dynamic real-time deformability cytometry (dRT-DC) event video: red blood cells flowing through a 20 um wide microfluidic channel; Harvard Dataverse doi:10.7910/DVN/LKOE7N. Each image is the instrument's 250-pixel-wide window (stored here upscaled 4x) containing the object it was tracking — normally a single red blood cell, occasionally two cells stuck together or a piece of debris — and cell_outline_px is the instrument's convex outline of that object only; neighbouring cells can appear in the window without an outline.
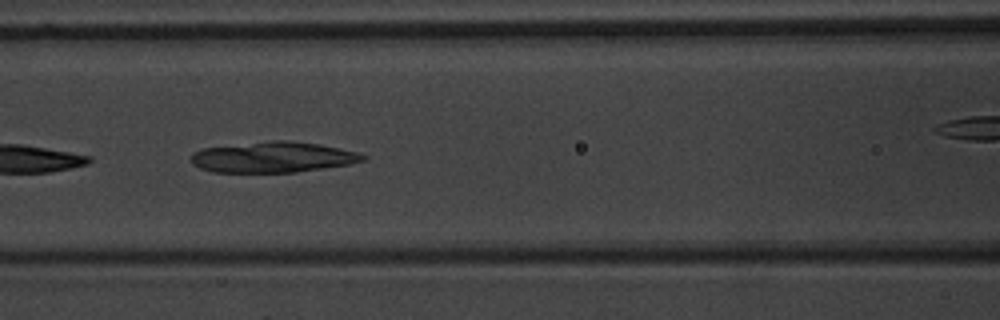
{"species": "common noctule bat (a hibernating species)", "species_latin": "Nyctalus noctula", "temperature_condition": "warm", "stored_images_in_passage": 8, "segment_of_instrument_passage": [1, 2], "camera_frame_rate_fps": 3000, "um_per_image_px": 0.085, "animal": {"sex": "male", "body_mass_g": 20.1, "forearm_length_mm": 53.5}, "frame": {"image": 1, "passage_image": 5, "time_ms": 5.0, "image_size_px": [1000, 320], "cell_outline_px": [[368, 156], [364, 160], [348, 164], [324, 168], [296, 172], [212, 172], [200, 168], [192, 164], [192, 152], [204, 148], [272, 140], [288, 140], [320, 144], [340, 148], [356, 152]], "centroid_in_image_um": [23.2, 13.36], "position_along_channel_um": 143.4, "area_um2": 30.63}}